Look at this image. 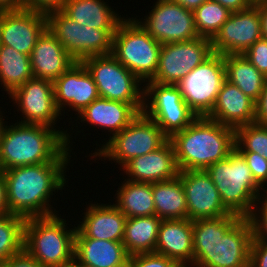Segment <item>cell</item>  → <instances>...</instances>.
Instances as JSON below:
<instances>
[{
  "instance_id": "cell-1",
  "label": "cell",
  "mask_w": 267,
  "mask_h": 267,
  "mask_svg": "<svg viewBox=\"0 0 267 267\" xmlns=\"http://www.w3.org/2000/svg\"><path fill=\"white\" fill-rule=\"evenodd\" d=\"M70 150L72 148H67L51 163L19 166L3 171L10 214L28 219L56 213V209L53 211L49 203L53 192L64 189L68 182L65 170L70 162Z\"/></svg>"
},
{
  "instance_id": "cell-2",
  "label": "cell",
  "mask_w": 267,
  "mask_h": 267,
  "mask_svg": "<svg viewBox=\"0 0 267 267\" xmlns=\"http://www.w3.org/2000/svg\"><path fill=\"white\" fill-rule=\"evenodd\" d=\"M67 130L41 124L5 123L0 136V169L54 162L67 148Z\"/></svg>"
},
{
  "instance_id": "cell-3",
  "label": "cell",
  "mask_w": 267,
  "mask_h": 267,
  "mask_svg": "<svg viewBox=\"0 0 267 267\" xmlns=\"http://www.w3.org/2000/svg\"><path fill=\"white\" fill-rule=\"evenodd\" d=\"M169 140L180 171L206 170L235 148V129L202 116Z\"/></svg>"
},
{
  "instance_id": "cell-4",
  "label": "cell",
  "mask_w": 267,
  "mask_h": 267,
  "mask_svg": "<svg viewBox=\"0 0 267 267\" xmlns=\"http://www.w3.org/2000/svg\"><path fill=\"white\" fill-rule=\"evenodd\" d=\"M58 215L25 221L24 249L44 267H69L74 263L77 227L70 229L66 219Z\"/></svg>"
},
{
  "instance_id": "cell-5",
  "label": "cell",
  "mask_w": 267,
  "mask_h": 267,
  "mask_svg": "<svg viewBox=\"0 0 267 267\" xmlns=\"http://www.w3.org/2000/svg\"><path fill=\"white\" fill-rule=\"evenodd\" d=\"M205 171L216 185L224 207L231 214L249 218L264 193L243 155L234 148L226 159L211 164Z\"/></svg>"
},
{
  "instance_id": "cell-6",
  "label": "cell",
  "mask_w": 267,
  "mask_h": 267,
  "mask_svg": "<svg viewBox=\"0 0 267 267\" xmlns=\"http://www.w3.org/2000/svg\"><path fill=\"white\" fill-rule=\"evenodd\" d=\"M161 46L136 18L124 17L113 35L111 54L142 83H146L155 76Z\"/></svg>"
},
{
  "instance_id": "cell-7",
  "label": "cell",
  "mask_w": 267,
  "mask_h": 267,
  "mask_svg": "<svg viewBox=\"0 0 267 267\" xmlns=\"http://www.w3.org/2000/svg\"><path fill=\"white\" fill-rule=\"evenodd\" d=\"M168 139L157 123L141 112L121 132L110 135L90 157L108 158L122 168L131 159L157 150Z\"/></svg>"
},
{
  "instance_id": "cell-8",
  "label": "cell",
  "mask_w": 267,
  "mask_h": 267,
  "mask_svg": "<svg viewBox=\"0 0 267 267\" xmlns=\"http://www.w3.org/2000/svg\"><path fill=\"white\" fill-rule=\"evenodd\" d=\"M46 17L47 29L76 62L112 53L113 35L116 30H101L80 25L61 10L48 12Z\"/></svg>"
},
{
  "instance_id": "cell-9",
  "label": "cell",
  "mask_w": 267,
  "mask_h": 267,
  "mask_svg": "<svg viewBox=\"0 0 267 267\" xmlns=\"http://www.w3.org/2000/svg\"><path fill=\"white\" fill-rule=\"evenodd\" d=\"M82 63L91 74L100 97L129 104H144L142 82L112 54L89 57Z\"/></svg>"
},
{
  "instance_id": "cell-10",
  "label": "cell",
  "mask_w": 267,
  "mask_h": 267,
  "mask_svg": "<svg viewBox=\"0 0 267 267\" xmlns=\"http://www.w3.org/2000/svg\"><path fill=\"white\" fill-rule=\"evenodd\" d=\"M143 86L144 107L142 112L154 120L168 138L174 133L184 130L197 118L183 100L177 85L148 81Z\"/></svg>"
},
{
  "instance_id": "cell-11",
  "label": "cell",
  "mask_w": 267,
  "mask_h": 267,
  "mask_svg": "<svg viewBox=\"0 0 267 267\" xmlns=\"http://www.w3.org/2000/svg\"><path fill=\"white\" fill-rule=\"evenodd\" d=\"M225 80L224 57L213 53L176 85L189 108L202 117L211 113Z\"/></svg>"
},
{
  "instance_id": "cell-12",
  "label": "cell",
  "mask_w": 267,
  "mask_h": 267,
  "mask_svg": "<svg viewBox=\"0 0 267 267\" xmlns=\"http://www.w3.org/2000/svg\"><path fill=\"white\" fill-rule=\"evenodd\" d=\"M253 225L241 218L214 245H193V264L198 267H249Z\"/></svg>"
},
{
  "instance_id": "cell-13",
  "label": "cell",
  "mask_w": 267,
  "mask_h": 267,
  "mask_svg": "<svg viewBox=\"0 0 267 267\" xmlns=\"http://www.w3.org/2000/svg\"><path fill=\"white\" fill-rule=\"evenodd\" d=\"M152 8L143 21L136 20L161 44L190 41L199 37L193 11L173 0H157Z\"/></svg>"
},
{
  "instance_id": "cell-14",
  "label": "cell",
  "mask_w": 267,
  "mask_h": 267,
  "mask_svg": "<svg viewBox=\"0 0 267 267\" xmlns=\"http://www.w3.org/2000/svg\"><path fill=\"white\" fill-rule=\"evenodd\" d=\"M213 53L211 40L206 37L162 44L158 67L151 82L176 85Z\"/></svg>"
},
{
  "instance_id": "cell-15",
  "label": "cell",
  "mask_w": 267,
  "mask_h": 267,
  "mask_svg": "<svg viewBox=\"0 0 267 267\" xmlns=\"http://www.w3.org/2000/svg\"><path fill=\"white\" fill-rule=\"evenodd\" d=\"M23 115L22 124H41L55 128L62 116L55 104L53 81L32 77L9 95Z\"/></svg>"
},
{
  "instance_id": "cell-16",
  "label": "cell",
  "mask_w": 267,
  "mask_h": 267,
  "mask_svg": "<svg viewBox=\"0 0 267 267\" xmlns=\"http://www.w3.org/2000/svg\"><path fill=\"white\" fill-rule=\"evenodd\" d=\"M262 37L258 7L233 12L211 39L212 50L221 55L244 54Z\"/></svg>"
},
{
  "instance_id": "cell-17",
  "label": "cell",
  "mask_w": 267,
  "mask_h": 267,
  "mask_svg": "<svg viewBox=\"0 0 267 267\" xmlns=\"http://www.w3.org/2000/svg\"><path fill=\"white\" fill-rule=\"evenodd\" d=\"M183 185L187 218L191 221L231 215L221 201V195L205 170L180 171Z\"/></svg>"
},
{
  "instance_id": "cell-18",
  "label": "cell",
  "mask_w": 267,
  "mask_h": 267,
  "mask_svg": "<svg viewBox=\"0 0 267 267\" xmlns=\"http://www.w3.org/2000/svg\"><path fill=\"white\" fill-rule=\"evenodd\" d=\"M47 29L46 14L19 8L1 11L0 45L11 46L30 56L35 43Z\"/></svg>"
},
{
  "instance_id": "cell-19",
  "label": "cell",
  "mask_w": 267,
  "mask_h": 267,
  "mask_svg": "<svg viewBox=\"0 0 267 267\" xmlns=\"http://www.w3.org/2000/svg\"><path fill=\"white\" fill-rule=\"evenodd\" d=\"M53 88L55 104L61 113L66 106H69L78 115L91 102L100 97L91 74L82 62L74 63L55 79Z\"/></svg>"
},
{
  "instance_id": "cell-20",
  "label": "cell",
  "mask_w": 267,
  "mask_h": 267,
  "mask_svg": "<svg viewBox=\"0 0 267 267\" xmlns=\"http://www.w3.org/2000/svg\"><path fill=\"white\" fill-rule=\"evenodd\" d=\"M120 169L129 177L127 180L144 183L167 181L180 174L169 139L157 150L131 159Z\"/></svg>"
},
{
  "instance_id": "cell-21",
  "label": "cell",
  "mask_w": 267,
  "mask_h": 267,
  "mask_svg": "<svg viewBox=\"0 0 267 267\" xmlns=\"http://www.w3.org/2000/svg\"><path fill=\"white\" fill-rule=\"evenodd\" d=\"M143 107L144 104H129L99 97L81 111L78 117L81 123L87 122L90 126L108 130L113 136L128 126L143 111Z\"/></svg>"
},
{
  "instance_id": "cell-22",
  "label": "cell",
  "mask_w": 267,
  "mask_h": 267,
  "mask_svg": "<svg viewBox=\"0 0 267 267\" xmlns=\"http://www.w3.org/2000/svg\"><path fill=\"white\" fill-rule=\"evenodd\" d=\"M33 77L54 81L76 61L56 37L46 29L30 54Z\"/></svg>"
},
{
  "instance_id": "cell-23",
  "label": "cell",
  "mask_w": 267,
  "mask_h": 267,
  "mask_svg": "<svg viewBox=\"0 0 267 267\" xmlns=\"http://www.w3.org/2000/svg\"><path fill=\"white\" fill-rule=\"evenodd\" d=\"M207 117L236 129L255 122V101L225 80Z\"/></svg>"
},
{
  "instance_id": "cell-24",
  "label": "cell",
  "mask_w": 267,
  "mask_h": 267,
  "mask_svg": "<svg viewBox=\"0 0 267 267\" xmlns=\"http://www.w3.org/2000/svg\"><path fill=\"white\" fill-rule=\"evenodd\" d=\"M129 257L122 242L89 238L76 229L72 265L119 267L128 261Z\"/></svg>"
},
{
  "instance_id": "cell-25",
  "label": "cell",
  "mask_w": 267,
  "mask_h": 267,
  "mask_svg": "<svg viewBox=\"0 0 267 267\" xmlns=\"http://www.w3.org/2000/svg\"><path fill=\"white\" fill-rule=\"evenodd\" d=\"M88 206L77 228L89 238L122 242L127 217L114 203H90Z\"/></svg>"
},
{
  "instance_id": "cell-26",
  "label": "cell",
  "mask_w": 267,
  "mask_h": 267,
  "mask_svg": "<svg viewBox=\"0 0 267 267\" xmlns=\"http://www.w3.org/2000/svg\"><path fill=\"white\" fill-rule=\"evenodd\" d=\"M193 221L188 218L162 220L155 253L177 264H193Z\"/></svg>"
},
{
  "instance_id": "cell-27",
  "label": "cell",
  "mask_w": 267,
  "mask_h": 267,
  "mask_svg": "<svg viewBox=\"0 0 267 267\" xmlns=\"http://www.w3.org/2000/svg\"><path fill=\"white\" fill-rule=\"evenodd\" d=\"M61 11L80 25L101 30H117L124 19L104 0H66Z\"/></svg>"
},
{
  "instance_id": "cell-28",
  "label": "cell",
  "mask_w": 267,
  "mask_h": 267,
  "mask_svg": "<svg viewBox=\"0 0 267 267\" xmlns=\"http://www.w3.org/2000/svg\"><path fill=\"white\" fill-rule=\"evenodd\" d=\"M161 222L156 215L127 218L122 241L127 254L155 252Z\"/></svg>"
},
{
  "instance_id": "cell-29",
  "label": "cell",
  "mask_w": 267,
  "mask_h": 267,
  "mask_svg": "<svg viewBox=\"0 0 267 267\" xmlns=\"http://www.w3.org/2000/svg\"><path fill=\"white\" fill-rule=\"evenodd\" d=\"M155 215L162 220L187 218L186 195L180 177L152 183Z\"/></svg>"
},
{
  "instance_id": "cell-30",
  "label": "cell",
  "mask_w": 267,
  "mask_h": 267,
  "mask_svg": "<svg viewBox=\"0 0 267 267\" xmlns=\"http://www.w3.org/2000/svg\"><path fill=\"white\" fill-rule=\"evenodd\" d=\"M226 80L236 85L255 102L261 96L266 76L254 67L243 54L223 55Z\"/></svg>"
},
{
  "instance_id": "cell-31",
  "label": "cell",
  "mask_w": 267,
  "mask_h": 267,
  "mask_svg": "<svg viewBox=\"0 0 267 267\" xmlns=\"http://www.w3.org/2000/svg\"><path fill=\"white\" fill-rule=\"evenodd\" d=\"M114 204L127 218L155 215L152 183L125 179L116 192Z\"/></svg>"
},
{
  "instance_id": "cell-32",
  "label": "cell",
  "mask_w": 267,
  "mask_h": 267,
  "mask_svg": "<svg viewBox=\"0 0 267 267\" xmlns=\"http://www.w3.org/2000/svg\"><path fill=\"white\" fill-rule=\"evenodd\" d=\"M33 77L30 56L7 45H0V84L10 95Z\"/></svg>"
},
{
  "instance_id": "cell-33",
  "label": "cell",
  "mask_w": 267,
  "mask_h": 267,
  "mask_svg": "<svg viewBox=\"0 0 267 267\" xmlns=\"http://www.w3.org/2000/svg\"><path fill=\"white\" fill-rule=\"evenodd\" d=\"M25 221L10 213L0 215V265L24 249Z\"/></svg>"
},
{
  "instance_id": "cell-34",
  "label": "cell",
  "mask_w": 267,
  "mask_h": 267,
  "mask_svg": "<svg viewBox=\"0 0 267 267\" xmlns=\"http://www.w3.org/2000/svg\"><path fill=\"white\" fill-rule=\"evenodd\" d=\"M231 214L193 221V245H214L241 219Z\"/></svg>"
},
{
  "instance_id": "cell-35",
  "label": "cell",
  "mask_w": 267,
  "mask_h": 267,
  "mask_svg": "<svg viewBox=\"0 0 267 267\" xmlns=\"http://www.w3.org/2000/svg\"><path fill=\"white\" fill-rule=\"evenodd\" d=\"M195 29L199 37L210 40L228 20L231 12L213 0L205 1L193 11Z\"/></svg>"
},
{
  "instance_id": "cell-36",
  "label": "cell",
  "mask_w": 267,
  "mask_h": 267,
  "mask_svg": "<svg viewBox=\"0 0 267 267\" xmlns=\"http://www.w3.org/2000/svg\"><path fill=\"white\" fill-rule=\"evenodd\" d=\"M235 148L267 159V124L250 123L235 129Z\"/></svg>"
},
{
  "instance_id": "cell-37",
  "label": "cell",
  "mask_w": 267,
  "mask_h": 267,
  "mask_svg": "<svg viewBox=\"0 0 267 267\" xmlns=\"http://www.w3.org/2000/svg\"><path fill=\"white\" fill-rule=\"evenodd\" d=\"M257 204H262V206L259 208ZM255 205L256 207L249 217L253 225V236L258 240L267 241V192L259 197Z\"/></svg>"
},
{
  "instance_id": "cell-38",
  "label": "cell",
  "mask_w": 267,
  "mask_h": 267,
  "mask_svg": "<svg viewBox=\"0 0 267 267\" xmlns=\"http://www.w3.org/2000/svg\"><path fill=\"white\" fill-rule=\"evenodd\" d=\"M240 153L245 158L255 182L263 189V192H267V189L265 190V186H267V159L253 152Z\"/></svg>"
},
{
  "instance_id": "cell-39",
  "label": "cell",
  "mask_w": 267,
  "mask_h": 267,
  "mask_svg": "<svg viewBox=\"0 0 267 267\" xmlns=\"http://www.w3.org/2000/svg\"><path fill=\"white\" fill-rule=\"evenodd\" d=\"M247 60L267 77V39L261 37L243 54Z\"/></svg>"
},
{
  "instance_id": "cell-40",
  "label": "cell",
  "mask_w": 267,
  "mask_h": 267,
  "mask_svg": "<svg viewBox=\"0 0 267 267\" xmlns=\"http://www.w3.org/2000/svg\"><path fill=\"white\" fill-rule=\"evenodd\" d=\"M133 267H176L177 263L158 253H142L129 257Z\"/></svg>"
},
{
  "instance_id": "cell-41",
  "label": "cell",
  "mask_w": 267,
  "mask_h": 267,
  "mask_svg": "<svg viewBox=\"0 0 267 267\" xmlns=\"http://www.w3.org/2000/svg\"><path fill=\"white\" fill-rule=\"evenodd\" d=\"M249 267H267V241L258 240L253 236Z\"/></svg>"
},
{
  "instance_id": "cell-42",
  "label": "cell",
  "mask_w": 267,
  "mask_h": 267,
  "mask_svg": "<svg viewBox=\"0 0 267 267\" xmlns=\"http://www.w3.org/2000/svg\"><path fill=\"white\" fill-rule=\"evenodd\" d=\"M21 8L47 14L51 11L61 10L66 0H20Z\"/></svg>"
},
{
  "instance_id": "cell-43",
  "label": "cell",
  "mask_w": 267,
  "mask_h": 267,
  "mask_svg": "<svg viewBox=\"0 0 267 267\" xmlns=\"http://www.w3.org/2000/svg\"><path fill=\"white\" fill-rule=\"evenodd\" d=\"M0 267H44L25 249L4 261Z\"/></svg>"
},
{
  "instance_id": "cell-44",
  "label": "cell",
  "mask_w": 267,
  "mask_h": 267,
  "mask_svg": "<svg viewBox=\"0 0 267 267\" xmlns=\"http://www.w3.org/2000/svg\"><path fill=\"white\" fill-rule=\"evenodd\" d=\"M255 122L267 124V77L261 92V96L255 102Z\"/></svg>"
},
{
  "instance_id": "cell-45",
  "label": "cell",
  "mask_w": 267,
  "mask_h": 267,
  "mask_svg": "<svg viewBox=\"0 0 267 267\" xmlns=\"http://www.w3.org/2000/svg\"><path fill=\"white\" fill-rule=\"evenodd\" d=\"M219 3L224 8H227L231 13L242 11L252 5L250 0H213Z\"/></svg>"
},
{
  "instance_id": "cell-46",
  "label": "cell",
  "mask_w": 267,
  "mask_h": 267,
  "mask_svg": "<svg viewBox=\"0 0 267 267\" xmlns=\"http://www.w3.org/2000/svg\"><path fill=\"white\" fill-rule=\"evenodd\" d=\"M9 213L4 173L0 169V215Z\"/></svg>"
},
{
  "instance_id": "cell-47",
  "label": "cell",
  "mask_w": 267,
  "mask_h": 267,
  "mask_svg": "<svg viewBox=\"0 0 267 267\" xmlns=\"http://www.w3.org/2000/svg\"><path fill=\"white\" fill-rule=\"evenodd\" d=\"M258 7L259 15L261 18V32L262 37L267 39V1L255 3Z\"/></svg>"
},
{
  "instance_id": "cell-48",
  "label": "cell",
  "mask_w": 267,
  "mask_h": 267,
  "mask_svg": "<svg viewBox=\"0 0 267 267\" xmlns=\"http://www.w3.org/2000/svg\"><path fill=\"white\" fill-rule=\"evenodd\" d=\"M173 1L180 4L182 7L188 10L194 11L207 0H173Z\"/></svg>"
},
{
  "instance_id": "cell-49",
  "label": "cell",
  "mask_w": 267,
  "mask_h": 267,
  "mask_svg": "<svg viewBox=\"0 0 267 267\" xmlns=\"http://www.w3.org/2000/svg\"><path fill=\"white\" fill-rule=\"evenodd\" d=\"M21 8L20 0H0V11L16 10Z\"/></svg>"
},
{
  "instance_id": "cell-50",
  "label": "cell",
  "mask_w": 267,
  "mask_h": 267,
  "mask_svg": "<svg viewBox=\"0 0 267 267\" xmlns=\"http://www.w3.org/2000/svg\"><path fill=\"white\" fill-rule=\"evenodd\" d=\"M2 111H0V132H2V129H3V124L5 123V119L3 118L2 114L1 113Z\"/></svg>"
},
{
  "instance_id": "cell-51",
  "label": "cell",
  "mask_w": 267,
  "mask_h": 267,
  "mask_svg": "<svg viewBox=\"0 0 267 267\" xmlns=\"http://www.w3.org/2000/svg\"><path fill=\"white\" fill-rule=\"evenodd\" d=\"M176 267H198L194 264H177Z\"/></svg>"
},
{
  "instance_id": "cell-52",
  "label": "cell",
  "mask_w": 267,
  "mask_h": 267,
  "mask_svg": "<svg viewBox=\"0 0 267 267\" xmlns=\"http://www.w3.org/2000/svg\"><path fill=\"white\" fill-rule=\"evenodd\" d=\"M119 267H133L132 262L130 260L126 261L123 265Z\"/></svg>"
},
{
  "instance_id": "cell-53",
  "label": "cell",
  "mask_w": 267,
  "mask_h": 267,
  "mask_svg": "<svg viewBox=\"0 0 267 267\" xmlns=\"http://www.w3.org/2000/svg\"><path fill=\"white\" fill-rule=\"evenodd\" d=\"M252 4L259 3V2H266L267 0H250Z\"/></svg>"
},
{
  "instance_id": "cell-54",
  "label": "cell",
  "mask_w": 267,
  "mask_h": 267,
  "mask_svg": "<svg viewBox=\"0 0 267 267\" xmlns=\"http://www.w3.org/2000/svg\"><path fill=\"white\" fill-rule=\"evenodd\" d=\"M0 41H1V11H0Z\"/></svg>"
},
{
  "instance_id": "cell-55",
  "label": "cell",
  "mask_w": 267,
  "mask_h": 267,
  "mask_svg": "<svg viewBox=\"0 0 267 267\" xmlns=\"http://www.w3.org/2000/svg\"><path fill=\"white\" fill-rule=\"evenodd\" d=\"M74 267H89V266H86V265H73Z\"/></svg>"
}]
</instances>
